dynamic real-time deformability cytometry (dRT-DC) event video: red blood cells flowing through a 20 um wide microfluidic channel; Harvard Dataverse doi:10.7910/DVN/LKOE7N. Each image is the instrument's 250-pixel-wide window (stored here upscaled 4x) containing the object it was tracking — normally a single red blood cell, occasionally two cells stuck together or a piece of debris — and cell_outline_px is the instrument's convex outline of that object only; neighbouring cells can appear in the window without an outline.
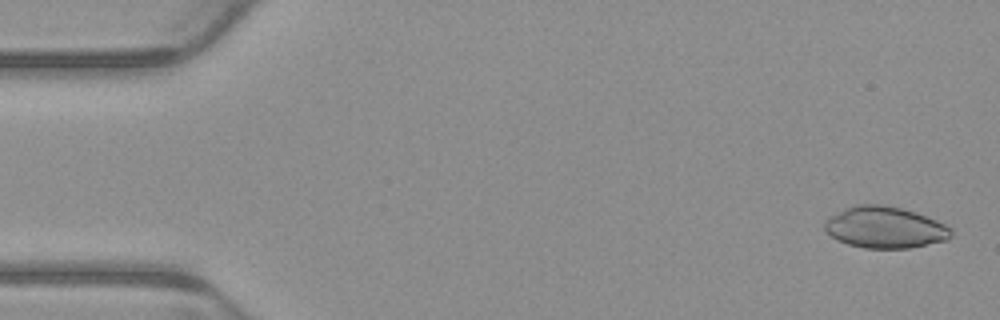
{"species": "common noctule bat (a hibernating species)", "species_latin": "Nyctalus noctula", "temperature_condition": "warm", "stored_images_in_passage": 5, "camera_frame_rate_fps": 3000, "um_per_image_px": 0.085, "animal": {"sex": "male", "body_mass_g": 23.1, "forearm_length_mm": 52.7}, "frame": {"image": 1, "passage_image": 1, "time_ms": 0.0, "image_size_px": [1000, 320], "cell_outline_px": [[952, 236], [948, 240], [908, 248], [864, 248], [848, 244], [836, 240], [824, 228], [824, 220], [828, 216], [844, 208], [856, 204], [880, 204], [900, 208], [916, 212], [936, 220], [952, 228]], "centroid_in_image_um": [75.2, 19.32], "position_along_channel_um": 9.8, "area_um2": 30.75}}